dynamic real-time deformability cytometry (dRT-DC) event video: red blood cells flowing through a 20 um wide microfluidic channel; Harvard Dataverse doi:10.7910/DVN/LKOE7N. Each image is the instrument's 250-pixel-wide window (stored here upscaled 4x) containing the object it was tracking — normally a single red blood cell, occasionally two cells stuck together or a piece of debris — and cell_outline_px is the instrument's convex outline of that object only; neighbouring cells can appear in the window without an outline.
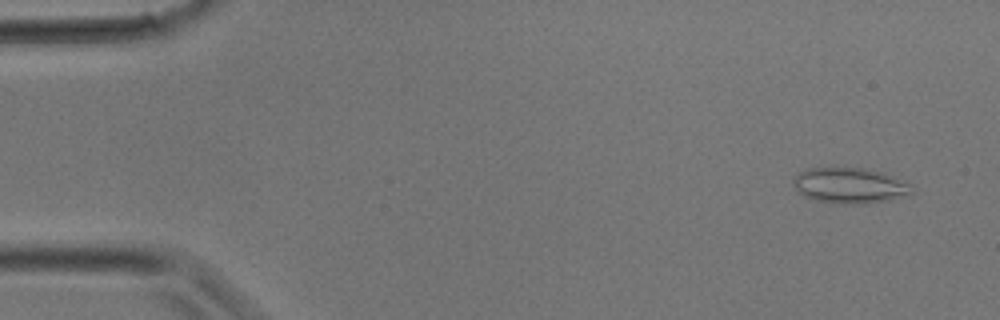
{"species": "common noctule bat (a hibernating species)", "species_latin": "Nyctalus noctula", "temperature_condition": "room temperature", "stored_images_in_passage": 32, "camera_frame_rate_fps": 3000, "um_per_image_px": 0.085, "animal": {"sex": "male", "body_mass_g": 17.9}, "frame": {"image": 1, "passage_image": 2, "time_ms": 0.333, "image_size_px": [1000, 320], "cell_outline_px": [[912, 192], [908, 196], [888, 200], [864, 204], [832, 204], [816, 200], [804, 196], [796, 192], [792, 184], [792, 180], [804, 168], [864, 168], [884, 172], [908, 180]], "centroid_in_image_um": [72.24, 15.77], "position_along_channel_um": 12.8, "area_um2": 25.2}}
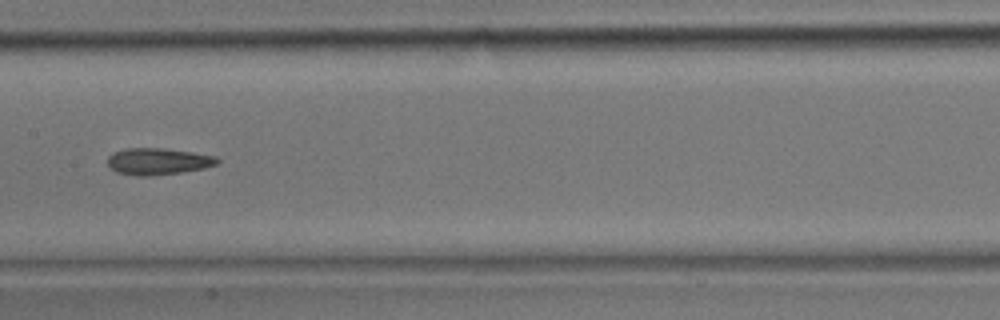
{"frame": {"image": 2, "passage_image": 16, "time_ms": 5.0, "image_size_px": [1000, 320], "cell_outline_px": [[220, 160], [216, 164], [204, 168], [180, 172], [148, 176], [136, 176], [116, 172], [108, 164], [108, 156], [112, 152], [124, 148], [164, 148], [192, 152], [216, 156]], "centroid_in_image_um": [13.41, 13.71], "position_along_channel_um": 194.0, "area_um2": 17.05}}
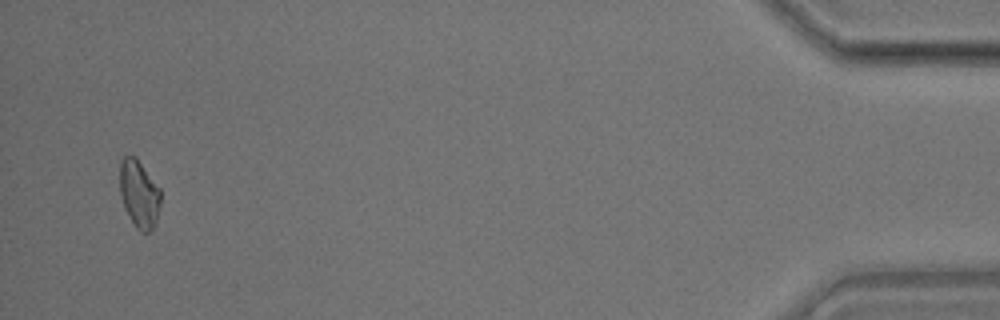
{"frame": {"image": 3, "passage_image": 31, "time_ms": 10.0, "image_size_px": [1000, 320], "cell_outline_px": [[160, 204], [156, 224], [152, 232], [140, 232], [136, 228], [124, 208], [120, 196], [120, 160], [124, 156], [136, 156], [160, 188]], "centroid_in_image_um": [11.83, 16.5], "position_along_channel_um": 423.4, "area_um2": 16.36}}